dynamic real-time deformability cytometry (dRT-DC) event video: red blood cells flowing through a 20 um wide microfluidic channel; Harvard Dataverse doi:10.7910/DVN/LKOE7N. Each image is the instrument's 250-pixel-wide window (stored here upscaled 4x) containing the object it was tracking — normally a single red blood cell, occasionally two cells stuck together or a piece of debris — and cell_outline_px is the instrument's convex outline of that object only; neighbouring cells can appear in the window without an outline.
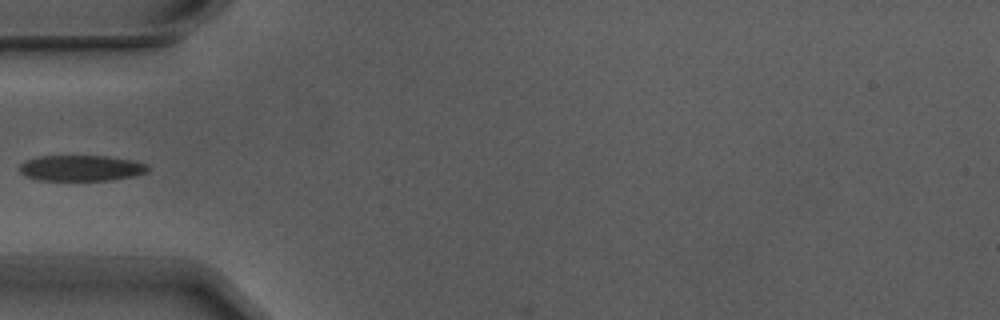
{"species": "Egyptian fruit bat (a non-hibernating species)", "species_latin": "Rousettus aegyptiacus", "temperature_condition": "warm", "stored_images_in_passage": 6, "camera_frame_rate_fps": 3000, "um_per_image_px": 0.085, "animal": {"sex": "male"}, "frame": {"image": 1, "passage_image": 5, "time_ms": 1.333, "image_size_px": [1000, 320], "cell_outline_px": [[148, 172], [132, 176], [112, 180], [36, 180], [24, 176], [20, 172], [20, 164], [24, 160], [36, 156], [104, 156], [132, 160], [148, 164]], "centroid_in_image_um": [6.85, 14.29], "position_along_channel_um": 78.1, "area_um2": 19.42}}